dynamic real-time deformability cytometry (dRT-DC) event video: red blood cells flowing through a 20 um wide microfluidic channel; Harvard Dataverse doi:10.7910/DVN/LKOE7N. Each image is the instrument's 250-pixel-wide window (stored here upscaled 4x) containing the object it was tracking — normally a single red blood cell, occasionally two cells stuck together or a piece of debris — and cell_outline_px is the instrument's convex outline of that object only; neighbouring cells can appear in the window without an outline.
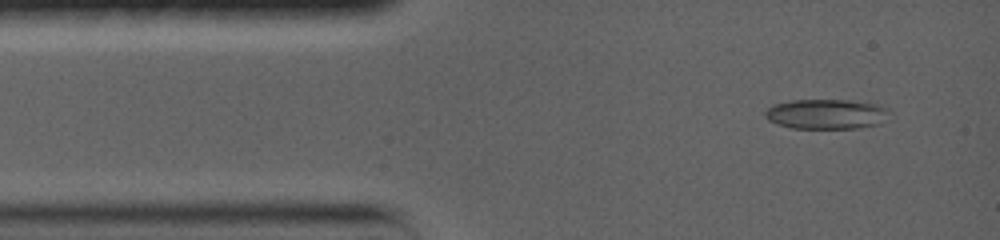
{"species": "common noctule bat (a hibernating species)", "species_latin": "Nyctalus noctula", "temperature_condition": "warm", "stored_images_in_passage": 5, "camera_frame_rate_fps": 5000, "um_per_image_px": 0.085, "animal": {"sex": "female", "body_mass_g": 19.0, "forearm_length_mm": 56.7}, "frame": {"image": 1, "passage_image": 1, "time_ms": 0.0, "image_size_px": [1000, 240], "cell_outline_px": [[892, 120], [880, 124], [856, 128], [792, 128], [776, 124], [768, 120], [764, 116], [764, 112], [772, 104], [792, 100], [848, 100], [876, 104], [888, 108]], "centroid_in_image_um": [70.29, 9.7], "position_along_channel_um": 14.7, "area_um2": 22.08}}
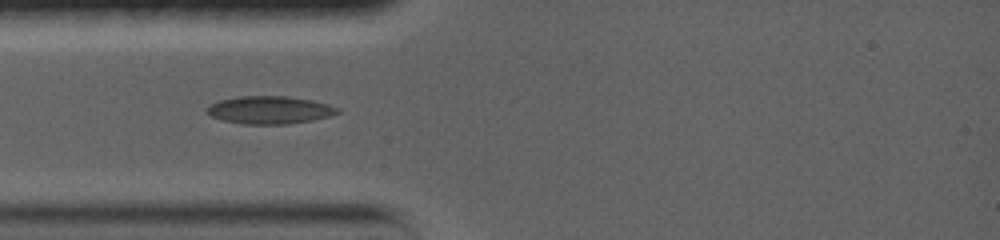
{"frame": {"image": 2, "passage_image": 4, "time_ms": 2.6, "image_size_px": [1000, 240], "cell_outline_px": [[340, 112], [328, 116], [312, 120], [288, 124], [240, 124], [224, 120], [212, 116], [208, 112], [208, 108], [212, 104], [220, 100], [236, 96], [288, 96], [312, 100], [328, 104], [340, 108]], "centroid_in_image_um": [22.96, 9.34], "position_along_channel_um": 62.0, "area_um2": 20.98}}